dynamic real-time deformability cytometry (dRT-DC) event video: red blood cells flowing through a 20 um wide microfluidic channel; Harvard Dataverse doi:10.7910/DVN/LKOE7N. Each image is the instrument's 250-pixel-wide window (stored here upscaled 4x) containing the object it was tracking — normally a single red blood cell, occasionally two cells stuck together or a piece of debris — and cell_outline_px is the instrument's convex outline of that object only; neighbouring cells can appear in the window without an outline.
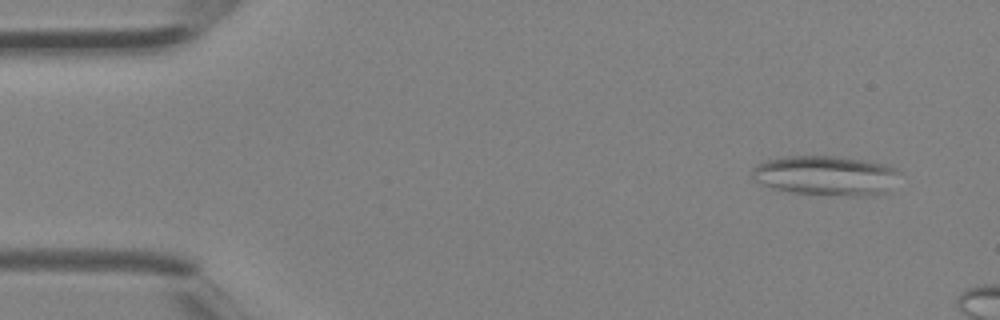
{"species": "Egyptian fruit bat (a non-hibernating species)", "species_latin": "Rousettus aegyptiacus", "temperature_condition": "room temperature", "stored_images_in_passage": 3, "camera_frame_rate_fps": 3000, "um_per_image_px": 0.085, "animal": {"sex": "female"}, "frame": {"image": 1, "passage_image": 1, "time_ms": 0.0, "image_size_px": [1000, 320], "cell_outline_px": [[900, 172], [888, 192], [872, 196], [848, 196], [792, 192], [776, 188], [764, 184], [756, 180], [752, 176], [752, 168], [756, 164], [768, 160], [784, 156], [836, 156], [864, 160], [888, 164], [896, 168]], "centroid_in_image_um": [70.26, 14.91], "position_along_channel_um": 14.7, "area_um2": 34.16}}